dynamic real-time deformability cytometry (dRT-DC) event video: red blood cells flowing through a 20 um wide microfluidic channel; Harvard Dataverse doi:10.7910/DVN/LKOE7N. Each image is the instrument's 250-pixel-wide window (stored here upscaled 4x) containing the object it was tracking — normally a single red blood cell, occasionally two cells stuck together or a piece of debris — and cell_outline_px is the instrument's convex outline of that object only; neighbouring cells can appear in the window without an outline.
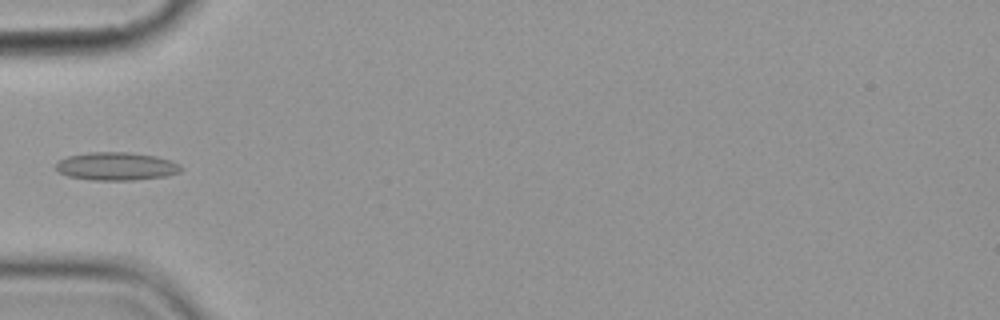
{"species": "common noctule bat (a hibernating species)", "species_latin": "Nyctalus noctula", "temperature_condition": "cold", "stored_images_in_passage": 5, "camera_frame_rate_fps": 3000, "um_per_image_px": 0.085, "animal": {"sex": "female", "body_mass_g": 19.9}, "frame": {"image": 1, "passage_image": 5, "time_ms": 4.667, "image_size_px": [1000, 320], "cell_outline_px": [[184, 168], [180, 172], [164, 176], [132, 180], [92, 180], [68, 176], [56, 172], [56, 164], [60, 160], [68, 156], [88, 152], [128, 152], [156, 156], [172, 160], [180, 164]], "centroid_in_image_um": [9.9, 14.13], "position_along_channel_um": 75.1, "area_um2": 20.58}}